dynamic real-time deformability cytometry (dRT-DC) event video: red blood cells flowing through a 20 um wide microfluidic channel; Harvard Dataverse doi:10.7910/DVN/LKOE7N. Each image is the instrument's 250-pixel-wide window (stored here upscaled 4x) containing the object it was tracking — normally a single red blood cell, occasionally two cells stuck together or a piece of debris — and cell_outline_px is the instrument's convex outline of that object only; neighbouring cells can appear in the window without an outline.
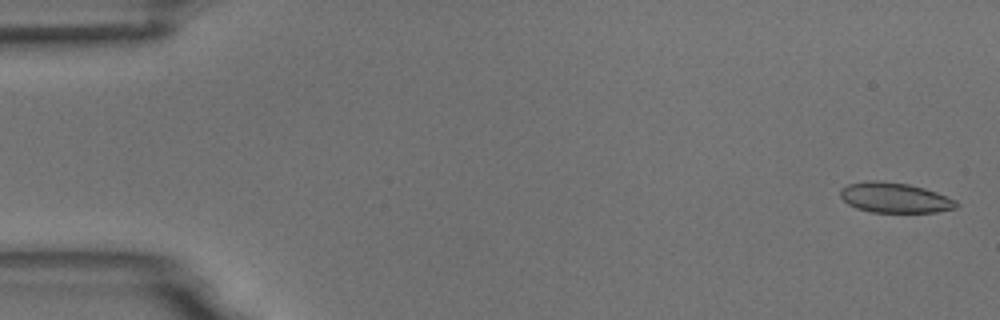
{"species": "common noctule bat (a hibernating species)", "species_latin": "Nyctalus noctula", "temperature_condition": "room temperature", "stored_images_in_passage": 4, "camera_frame_rate_fps": 3000, "um_per_image_px": 0.085, "animal": {"sex": "male", "body_mass_g": 18.8}, "frame": {"image": 1, "passage_image": 1, "time_ms": 0.0, "image_size_px": [1000, 320], "cell_outline_px": [[960, 204], [956, 208], [936, 212], [872, 212], [856, 208], [848, 204], [840, 196], [840, 188], [848, 184], [868, 180], [876, 180], [908, 184], [924, 188], [936, 192], [956, 200]], "centroid_in_image_um": [76.05, 16.8], "position_along_channel_um": 9.0, "area_um2": 20.4}}
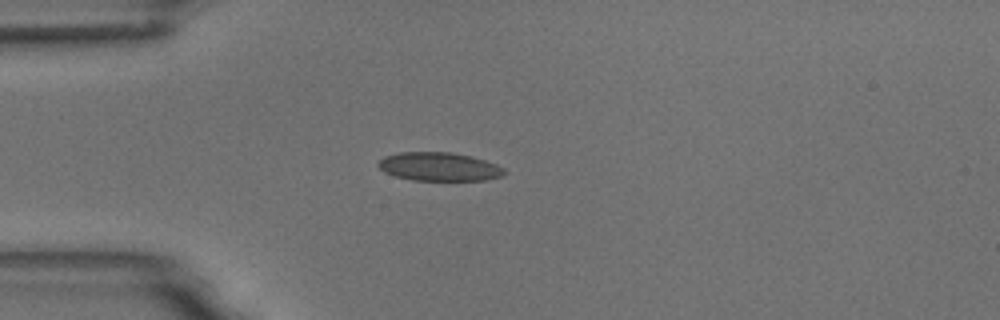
{"frame": {"image": 2, "passage_image": 4, "time_ms": 4.333, "image_size_px": [1000, 320], "cell_outline_px": [[508, 172], [504, 176], [488, 180], [412, 180], [396, 176], [384, 172], [376, 164], [384, 156], [400, 152], [452, 152], [484, 160], [496, 164], [504, 168]], "centroid_in_image_um": [37.35, 14.17], "position_along_channel_um": 47.6, "area_um2": 21.04}}